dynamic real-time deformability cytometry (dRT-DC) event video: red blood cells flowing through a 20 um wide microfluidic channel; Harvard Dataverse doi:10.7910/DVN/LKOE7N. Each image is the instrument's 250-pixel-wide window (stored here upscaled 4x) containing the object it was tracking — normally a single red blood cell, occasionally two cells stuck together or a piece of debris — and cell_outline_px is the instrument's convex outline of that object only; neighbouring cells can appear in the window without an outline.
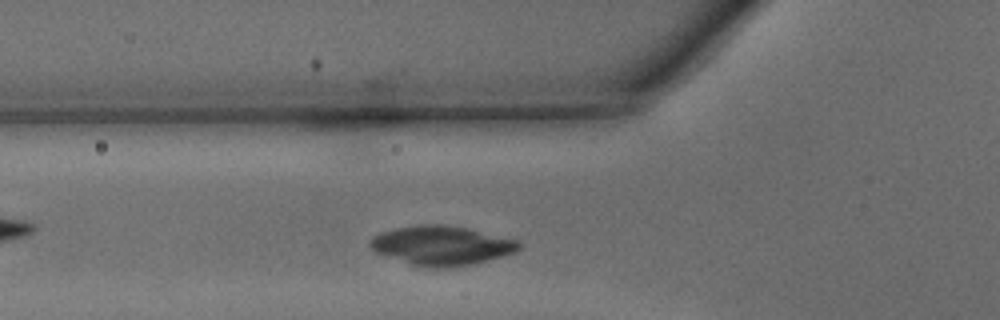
{"species": "common noctule bat (a hibernating species)", "species_latin": "Nyctalus noctula", "temperature_condition": "warm", "stored_images_in_passage": 31, "camera_frame_rate_fps": 3000, "um_per_image_px": 0.085, "animal": {"sex": "male", "body_mass_g": 15.6}, "frame": {"image": 1, "passage_image": 4, "time_ms": 1.0, "image_size_px": [1000, 320], "cell_outline_px": [[520, 248], [516, 252], [472, 264], [448, 268], [424, 268], [376, 252], [368, 244], [380, 232], [396, 228], [420, 224], [444, 224], [468, 228], [516, 240], [520, 244]], "centroid_in_image_um": [37.54, 20.87], "position_along_channel_um": 88.3, "area_um2": 33.76}}
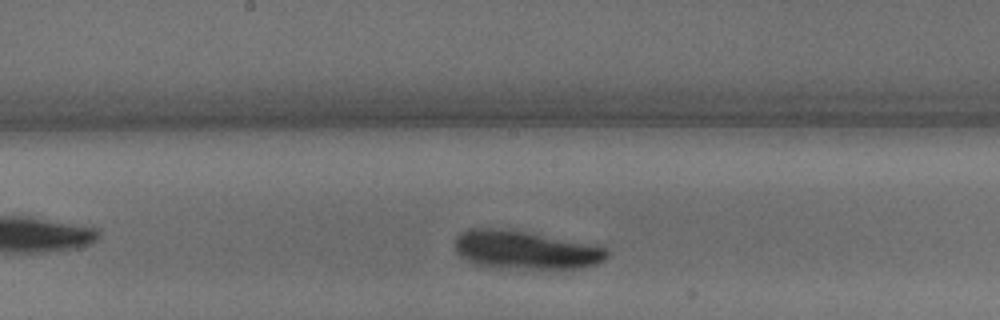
{"frame": {"image": 2, "passage_image": 12, "time_ms": 3.667, "image_size_px": [1000, 320], "cell_outline_px": [[608, 256], [604, 260], [596, 264], [584, 268], [488, 268], [472, 264], [460, 256], [456, 252], [452, 244], [456, 236], [460, 232], [468, 228], [512, 228], [608, 248]], "centroid_in_image_um": [44.56, 21.23], "position_along_channel_um": 203.6, "area_um2": 34.8}}
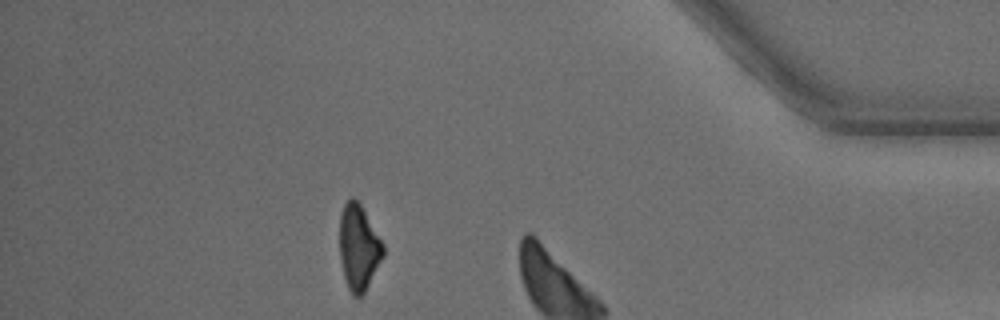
{"frame": {"image": 3, "passage_image": 26, "time_ms": 8.333, "image_size_px": [1000, 320], "cell_outline_px": [[384, 256], [364, 292], [360, 296], [352, 296], [348, 288], [344, 276], [340, 256], [340, 212], [344, 204], [352, 196], [360, 204], [384, 244]], "centroid_in_image_um": [30.49, 21.02], "position_along_channel_um": 404.7, "area_um2": 21.5}}